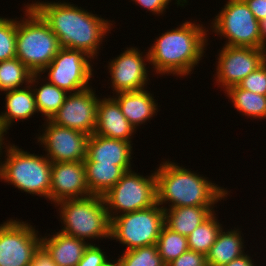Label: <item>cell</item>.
Returning <instances> with one entry per match:
<instances>
[{
	"label": "cell",
	"instance_id": "ac0fdd59",
	"mask_svg": "<svg viewBox=\"0 0 266 266\" xmlns=\"http://www.w3.org/2000/svg\"><path fill=\"white\" fill-rule=\"evenodd\" d=\"M113 97L114 95L108 98H99L95 134L131 143V136L136 128L121 112L118 102Z\"/></svg>",
	"mask_w": 266,
	"mask_h": 266
},
{
	"label": "cell",
	"instance_id": "52a82bcc",
	"mask_svg": "<svg viewBox=\"0 0 266 266\" xmlns=\"http://www.w3.org/2000/svg\"><path fill=\"white\" fill-rule=\"evenodd\" d=\"M110 220L124 213L145 209L157 204L155 171L149 176L129 170L103 195ZM120 213V214H119Z\"/></svg>",
	"mask_w": 266,
	"mask_h": 266
},
{
	"label": "cell",
	"instance_id": "ffe728a7",
	"mask_svg": "<svg viewBox=\"0 0 266 266\" xmlns=\"http://www.w3.org/2000/svg\"><path fill=\"white\" fill-rule=\"evenodd\" d=\"M47 237L41 236V245L57 266H77L90 244L61 231Z\"/></svg>",
	"mask_w": 266,
	"mask_h": 266
},
{
	"label": "cell",
	"instance_id": "4316f807",
	"mask_svg": "<svg viewBox=\"0 0 266 266\" xmlns=\"http://www.w3.org/2000/svg\"><path fill=\"white\" fill-rule=\"evenodd\" d=\"M34 86L33 92L37 111L42 113L46 117V120H51L64 104L65 98L69 93L49 82L43 85L41 84L39 88H36V85Z\"/></svg>",
	"mask_w": 266,
	"mask_h": 266
},
{
	"label": "cell",
	"instance_id": "f546056e",
	"mask_svg": "<svg viewBox=\"0 0 266 266\" xmlns=\"http://www.w3.org/2000/svg\"><path fill=\"white\" fill-rule=\"evenodd\" d=\"M118 258L121 266H166L158 253L156 244L124 251Z\"/></svg>",
	"mask_w": 266,
	"mask_h": 266
},
{
	"label": "cell",
	"instance_id": "7402d4cb",
	"mask_svg": "<svg viewBox=\"0 0 266 266\" xmlns=\"http://www.w3.org/2000/svg\"><path fill=\"white\" fill-rule=\"evenodd\" d=\"M161 207L164 209L165 225L186 237L215 212V206Z\"/></svg>",
	"mask_w": 266,
	"mask_h": 266
},
{
	"label": "cell",
	"instance_id": "5b68a950",
	"mask_svg": "<svg viewBox=\"0 0 266 266\" xmlns=\"http://www.w3.org/2000/svg\"><path fill=\"white\" fill-rule=\"evenodd\" d=\"M4 140L0 142V155ZM5 148L6 158L0 161V180L31 195L50 200L52 162L44 155L31 154L14 144L6 145Z\"/></svg>",
	"mask_w": 266,
	"mask_h": 266
},
{
	"label": "cell",
	"instance_id": "7c38bea8",
	"mask_svg": "<svg viewBox=\"0 0 266 266\" xmlns=\"http://www.w3.org/2000/svg\"><path fill=\"white\" fill-rule=\"evenodd\" d=\"M217 56L215 81L227 91L266 61V49L224 45Z\"/></svg>",
	"mask_w": 266,
	"mask_h": 266
},
{
	"label": "cell",
	"instance_id": "44dd1931",
	"mask_svg": "<svg viewBox=\"0 0 266 266\" xmlns=\"http://www.w3.org/2000/svg\"><path fill=\"white\" fill-rule=\"evenodd\" d=\"M114 99L118 102L121 112L127 120L137 128L157 115L158 104L148 90L119 92ZM157 111V112H156Z\"/></svg>",
	"mask_w": 266,
	"mask_h": 266
},
{
	"label": "cell",
	"instance_id": "ab89813d",
	"mask_svg": "<svg viewBox=\"0 0 266 266\" xmlns=\"http://www.w3.org/2000/svg\"><path fill=\"white\" fill-rule=\"evenodd\" d=\"M103 266H121V263L119 258L117 259L116 262H114L113 260L111 262L110 259L108 258L107 262Z\"/></svg>",
	"mask_w": 266,
	"mask_h": 266
},
{
	"label": "cell",
	"instance_id": "5bb4252c",
	"mask_svg": "<svg viewBox=\"0 0 266 266\" xmlns=\"http://www.w3.org/2000/svg\"><path fill=\"white\" fill-rule=\"evenodd\" d=\"M98 101L90 87L69 93L51 121L58 126L75 129L91 136L95 133Z\"/></svg>",
	"mask_w": 266,
	"mask_h": 266
},
{
	"label": "cell",
	"instance_id": "3957f363",
	"mask_svg": "<svg viewBox=\"0 0 266 266\" xmlns=\"http://www.w3.org/2000/svg\"><path fill=\"white\" fill-rule=\"evenodd\" d=\"M161 163L155 170L159 205L169 202L168 208L214 206L228 195L229 191L188 168L169 160Z\"/></svg>",
	"mask_w": 266,
	"mask_h": 266
},
{
	"label": "cell",
	"instance_id": "f1b7e54d",
	"mask_svg": "<svg viewBox=\"0 0 266 266\" xmlns=\"http://www.w3.org/2000/svg\"><path fill=\"white\" fill-rule=\"evenodd\" d=\"M158 253L165 265L189 249L188 239L163 225L156 243Z\"/></svg>",
	"mask_w": 266,
	"mask_h": 266
},
{
	"label": "cell",
	"instance_id": "603a6c76",
	"mask_svg": "<svg viewBox=\"0 0 266 266\" xmlns=\"http://www.w3.org/2000/svg\"><path fill=\"white\" fill-rule=\"evenodd\" d=\"M238 230L235 228L225 232L221 229L206 255L207 266H224L245 254L244 239L242 240L241 231Z\"/></svg>",
	"mask_w": 266,
	"mask_h": 266
},
{
	"label": "cell",
	"instance_id": "d6a6232c",
	"mask_svg": "<svg viewBox=\"0 0 266 266\" xmlns=\"http://www.w3.org/2000/svg\"><path fill=\"white\" fill-rule=\"evenodd\" d=\"M107 258L105 252H102L99 246L90 243L77 266H103L107 262Z\"/></svg>",
	"mask_w": 266,
	"mask_h": 266
},
{
	"label": "cell",
	"instance_id": "30bf717a",
	"mask_svg": "<svg viewBox=\"0 0 266 266\" xmlns=\"http://www.w3.org/2000/svg\"><path fill=\"white\" fill-rule=\"evenodd\" d=\"M91 57L81 50L61 48L52 62L40 73L46 71L49 83L54 84L67 93H75L89 86L93 68Z\"/></svg>",
	"mask_w": 266,
	"mask_h": 266
},
{
	"label": "cell",
	"instance_id": "d590c367",
	"mask_svg": "<svg viewBox=\"0 0 266 266\" xmlns=\"http://www.w3.org/2000/svg\"><path fill=\"white\" fill-rule=\"evenodd\" d=\"M30 266H57L46 249L40 245L35 251Z\"/></svg>",
	"mask_w": 266,
	"mask_h": 266
},
{
	"label": "cell",
	"instance_id": "4fadbf2b",
	"mask_svg": "<svg viewBox=\"0 0 266 266\" xmlns=\"http://www.w3.org/2000/svg\"><path fill=\"white\" fill-rule=\"evenodd\" d=\"M44 132L38 142L44 147L51 162H78L87 158L89 135L45 120Z\"/></svg>",
	"mask_w": 266,
	"mask_h": 266
},
{
	"label": "cell",
	"instance_id": "ba28073f",
	"mask_svg": "<svg viewBox=\"0 0 266 266\" xmlns=\"http://www.w3.org/2000/svg\"><path fill=\"white\" fill-rule=\"evenodd\" d=\"M164 224V209L157 203L112 218L110 239L126 246L125 251L155 245Z\"/></svg>",
	"mask_w": 266,
	"mask_h": 266
},
{
	"label": "cell",
	"instance_id": "4dcf8cb0",
	"mask_svg": "<svg viewBox=\"0 0 266 266\" xmlns=\"http://www.w3.org/2000/svg\"><path fill=\"white\" fill-rule=\"evenodd\" d=\"M16 57V18L0 17V61Z\"/></svg>",
	"mask_w": 266,
	"mask_h": 266
},
{
	"label": "cell",
	"instance_id": "9a60e30c",
	"mask_svg": "<svg viewBox=\"0 0 266 266\" xmlns=\"http://www.w3.org/2000/svg\"><path fill=\"white\" fill-rule=\"evenodd\" d=\"M143 55L138 48L129 47L109 62L107 67L115 93L145 89L149 80L145 61L149 63V54Z\"/></svg>",
	"mask_w": 266,
	"mask_h": 266
},
{
	"label": "cell",
	"instance_id": "e575fe53",
	"mask_svg": "<svg viewBox=\"0 0 266 266\" xmlns=\"http://www.w3.org/2000/svg\"><path fill=\"white\" fill-rule=\"evenodd\" d=\"M133 2H137L136 4L140 5L144 9L152 12L153 14H163L165 9L168 8L167 5L171 2V0H132ZM164 11V12H163Z\"/></svg>",
	"mask_w": 266,
	"mask_h": 266
},
{
	"label": "cell",
	"instance_id": "cb8c5ba5",
	"mask_svg": "<svg viewBox=\"0 0 266 266\" xmlns=\"http://www.w3.org/2000/svg\"><path fill=\"white\" fill-rule=\"evenodd\" d=\"M86 182L91 195L103 196L123 176L125 171L115 164L84 162Z\"/></svg>",
	"mask_w": 266,
	"mask_h": 266
},
{
	"label": "cell",
	"instance_id": "83f0119b",
	"mask_svg": "<svg viewBox=\"0 0 266 266\" xmlns=\"http://www.w3.org/2000/svg\"><path fill=\"white\" fill-rule=\"evenodd\" d=\"M33 73L17 58L0 61V89L10 91L29 85ZM21 85V86H20Z\"/></svg>",
	"mask_w": 266,
	"mask_h": 266
},
{
	"label": "cell",
	"instance_id": "74e56055",
	"mask_svg": "<svg viewBox=\"0 0 266 266\" xmlns=\"http://www.w3.org/2000/svg\"><path fill=\"white\" fill-rule=\"evenodd\" d=\"M253 262L254 261H252V258L250 257V255L248 256V254L246 255L245 253L242 256L236 259H233L230 263L224 266H256V264L254 265Z\"/></svg>",
	"mask_w": 266,
	"mask_h": 266
},
{
	"label": "cell",
	"instance_id": "d6986e66",
	"mask_svg": "<svg viewBox=\"0 0 266 266\" xmlns=\"http://www.w3.org/2000/svg\"><path fill=\"white\" fill-rule=\"evenodd\" d=\"M40 78V74H33L30 85L6 91V110L4 113L1 112L0 114V136L3 139L13 122L20 119L22 121L27 120V118H31L34 113H38L32 87L34 83H37V85L39 84L38 80Z\"/></svg>",
	"mask_w": 266,
	"mask_h": 266
},
{
	"label": "cell",
	"instance_id": "6da1fadb",
	"mask_svg": "<svg viewBox=\"0 0 266 266\" xmlns=\"http://www.w3.org/2000/svg\"><path fill=\"white\" fill-rule=\"evenodd\" d=\"M29 5L49 25L61 48L81 50L92 59L98 56L99 46L113 26L107 19L68 2L37 1Z\"/></svg>",
	"mask_w": 266,
	"mask_h": 266
},
{
	"label": "cell",
	"instance_id": "1f68e13d",
	"mask_svg": "<svg viewBox=\"0 0 266 266\" xmlns=\"http://www.w3.org/2000/svg\"><path fill=\"white\" fill-rule=\"evenodd\" d=\"M238 86L259 95H266V61L248 74Z\"/></svg>",
	"mask_w": 266,
	"mask_h": 266
},
{
	"label": "cell",
	"instance_id": "d4e9b609",
	"mask_svg": "<svg viewBox=\"0 0 266 266\" xmlns=\"http://www.w3.org/2000/svg\"><path fill=\"white\" fill-rule=\"evenodd\" d=\"M226 96L231 99L233 107L242 115L255 119L266 118V95H259L249 90L241 89L238 85L230 87L225 91Z\"/></svg>",
	"mask_w": 266,
	"mask_h": 266
},
{
	"label": "cell",
	"instance_id": "f35d334b",
	"mask_svg": "<svg viewBox=\"0 0 266 266\" xmlns=\"http://www.w3.org/2000/svg\"><path fill=\"white\" fill-rule=\"evenodd\" d=\"M261 49H266V18L259 21Z\"/></svg>",
	"mask_w": 266,
	"mask_h": 266
},
{
	"label": "cell",
	"instance_id": "7a4b0ae2",
	"mask_svg": "<svg viewBox=\"0 0 266 266\" xmlns=\"http://www.w3.org/2000/svg\"><path fill=\"white\" fill-rule=\"evenodd\" d=\"M179 26L162 33L148 50L149 64L157 74L189 75L203 57L208 42L205 26L187 20Z\"/></svg>",
	"mask_w": 266,
	"mask_h": 266
},
{
	"label": "cell",
	"instance_id": "277c9868",
	"mask_svg": "<svg viewBox=\"0 0 266 266\" xmlns=\"http://www.w3.org/2000/svg\"><path fill=\"white\" fill-rule=\"evenodd\" d=\"M23 20H16V57L40 74L61 49L59 39L43 18L27 3Z\"/></svg>",
	"mask_w": 266,
	"mask_h": 266
},
{
	"label": "cell",
	"instance_id": "8d00e7d4",
	"mask_svg": "<svg viewBox=\"0 0 266 266\" xmlns=\"http://www.w3.org/2000/svg\"><path fill=\"white\" fill-rule=\"evenodd\" d=\"M254 17L261 21L266 18V0H244Z\"/></svg>",
	"mask_w": 266,
	"mask_h": 266
},
{
	"label": "cell",
	"instance_id": "8992f818",
	"mask_svg": "<svg viewBox=\"0 0 266 266\" xmlns=\"http://www.w3.org/2000/svg\"><path fill=\"white\" fill-rule=\"evenodd\" d=\"M61 232L82 240L110 239L111 220L103 196L91 195L80 199H67L56 203Z\"/></svg>",
	"mask_w": 266,
	"mask_h": 266
},
{
	"label": "cell",
	"instance_id": "484cf974",
	"mask_svg": "<svg viewBox=\"0 0 266 266\" xmlns=\"http://www.w3.org/2000/svg\"><path fill=\"white\" fill-rule=\"evenodd\" d=\"M216 217V213L214 212L187 236L189 250L204 254L205 256L208 254L219 232L223 228Z\"/></svg>",
	"mask_w": 266,
	"mask_h": 266
},
{
	"label": "cell",
	"instance_id": "9c48e42d",
	"mask_svg": "<svg viewBox=\"0 0 266 266\" xmlns=\"http://www.w3.org/2000/svg\"><path fill=\"white\" fill-rule=\"evenodd\" d=\"M212 21L211 29L228 39L226 46L261 48L259 21L244 0H228Z\"/></svg>",
	"mask_w": 266,
	"mask_h": 266
},
{
	"label": "cell",
	"instance_id": "2e32d148",
	"mask_svg": "<svg viewBox=\"0 0 266 266\" xmlns=\"http://www.w3.org/2000/svg\"><path fill=\"white\" fill-rule=\"evenodd\" d=\"M91 196L86 182L84 161L52 162L50 201L58 203L67 199Z\"/></svg>",
	"mask_w": 266,
	"mask_h": 266
},
{
	"label": "cell",
	"instance_id": "e0dca14e",
	"mask_svg": "<svg viewBox=\"0 0 266 266\" xmlns=\"http://www.w3.org/2000/svg\"><path fill=\"white\" fill-rule=\"evenodd\" d=\"M132 144L130 142L92 134L87 143L84 162L115 164L125 172L131 170Z\"/></svg>",
	"mask_w": 266,
	"mask_h": 266
},
{
	"label": "cell",
	"instance_id": "8fae6325",
	"mask_svg": "<svg viewBox=\"0 0 266 266\" xmlns=\"http://www.w3.org/2000/svg\"><path fill=\"white\" fill-rule=\"evenodd\" d=\"M35 226L9 219L0 224V266H30L41 238Z\"/></svg>",
	"mask_w": 266,
	"mask_h": 266
},
{
	"label": "cell",
	"instance_id": "836d02e7",
	"mask_svg": "<svg viewBox=\"0 0 266 266\" xmlns=\"http://www.w3.org/2000/svg\"><path fill=\"white\" fill-rule=\"evenodd\" d=\"M166 266H207L206 256L188 249Z\"/></svg>",
	"mask_w": 266,
	"mask_h": 266
}]
</instances>
